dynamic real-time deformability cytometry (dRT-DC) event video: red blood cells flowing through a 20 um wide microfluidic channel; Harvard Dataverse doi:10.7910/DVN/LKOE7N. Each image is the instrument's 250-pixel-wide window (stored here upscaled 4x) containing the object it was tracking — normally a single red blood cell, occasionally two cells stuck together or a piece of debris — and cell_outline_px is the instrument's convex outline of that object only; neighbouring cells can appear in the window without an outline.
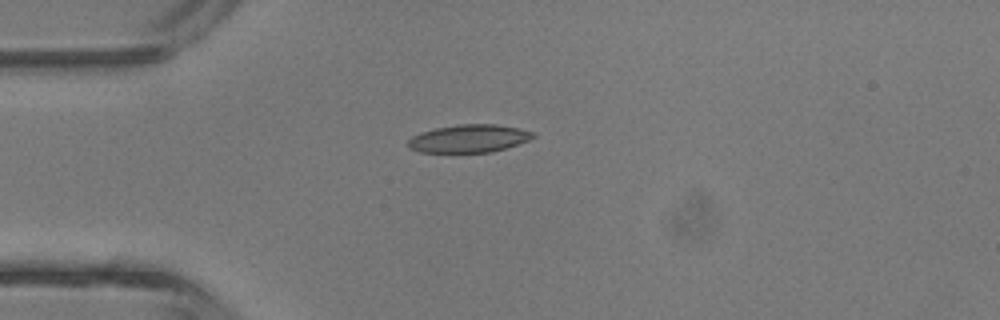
{"species": "common noctule bat (a hibernating species)", "species_latin": "Nyctalus noctula", "temperature_condition": "room temperature", "stored_images_in_passage": 5, "camera_frame_rate_fps": 3000, "um_per_image_px": 0.085, "animal": {"sex": "male", "body_mass_g": 13.3}, "frame": {"image": 1, "passage_image": 5, "time_ms": 4.667, "image_size_px": [1000, 320], "cell_outline_px": [[536, 136], [528, 140], [492, 152], [420, 152], [408, 148], [408, 140], [412, 136], [420, 132], [436, 128], [460, 124], [496, 124], [520, 128], [532, 132]], "centroid_in_image_um": [39.83, 11.77], "position_along_channel_um": 45.2, "area_um2": 20.17}}